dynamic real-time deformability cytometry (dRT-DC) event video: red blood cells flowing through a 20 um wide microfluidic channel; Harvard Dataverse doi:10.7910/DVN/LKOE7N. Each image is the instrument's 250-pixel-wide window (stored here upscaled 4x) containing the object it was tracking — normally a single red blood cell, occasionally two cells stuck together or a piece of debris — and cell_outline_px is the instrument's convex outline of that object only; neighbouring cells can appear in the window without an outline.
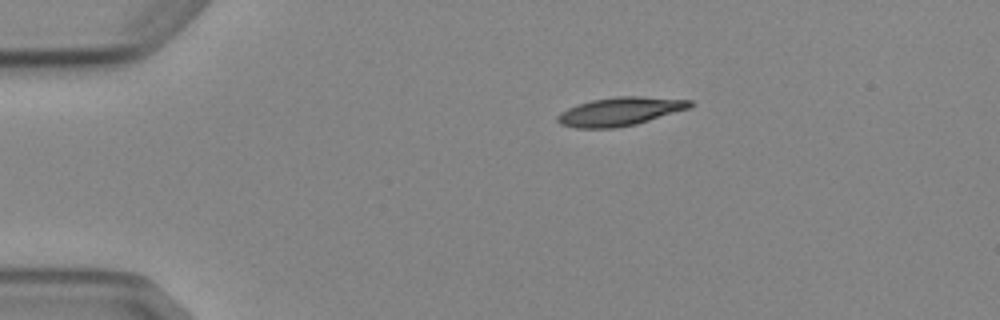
{"species": "Egyptian fruit bat (a non-hibernating species)", "species_latin": "Rousettus aegyptiacus", "temperature_condition": "cold", "stored_images_in_passage": 3, "camera_frame_rate_fps": 3000, "um_per_image_px": 0.085, "animal": {"sex": "female"}, "frame": {"image": 1, "passage_image": 1, "time_ms": 0.0, "image_size_px": [1000, 320], "cell_outline_px": [[692, 104], [688, 108], [636, 124], [616, 128], [576, 128], [560, 124], [556, 120], [556, 116], [560, 112], [568, 108], [592, 100], [616, 96], [640, 96], [692, 100]], "centroid_in_image_um": [52.65, 9.48], "position_along_channel_um": 32.3, "area_um2": 21.79}}
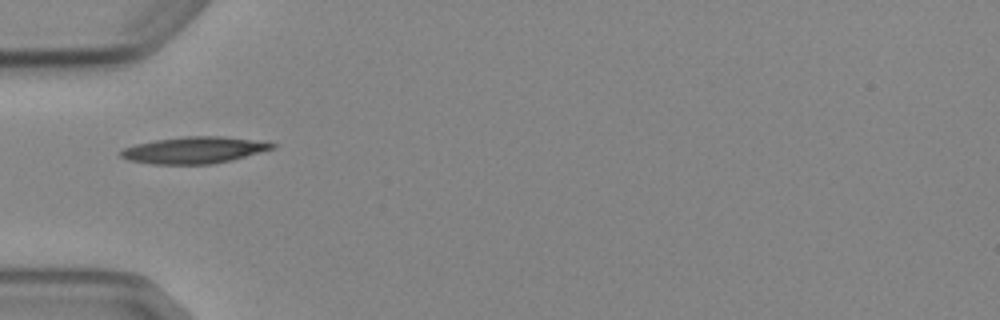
{"frame": {"image": 2, "passage_image": 3, "time_ms": 2.333, "image_size_px": [1000, 320], "cell_outline_px": [[276, 148], [232, 160], [212, 164], [152, 164], [128, 160], [120, 156], [120, 152], [124, 148], [136, 144], [156, 140], [184, 136], [220, 136], [252, 140], [276, 144]], "centroid_in_image_um": [16.49, 12.76], "position_along_channel_um": 68.5, "area_um2": 23.35}}